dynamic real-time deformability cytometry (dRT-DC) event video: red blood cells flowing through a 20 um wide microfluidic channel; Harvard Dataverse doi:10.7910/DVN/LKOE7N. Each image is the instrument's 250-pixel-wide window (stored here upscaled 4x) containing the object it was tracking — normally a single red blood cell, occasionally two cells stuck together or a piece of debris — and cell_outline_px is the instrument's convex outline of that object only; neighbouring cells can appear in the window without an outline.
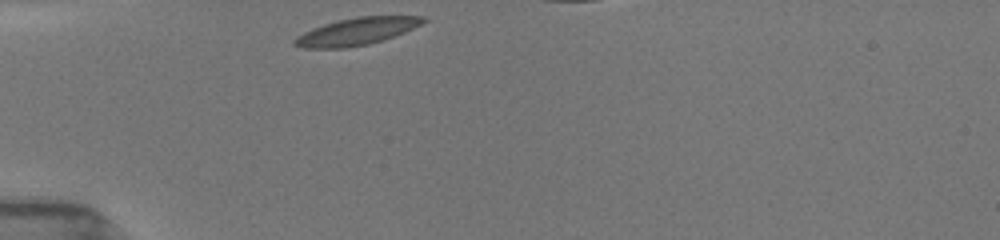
{"species": "common noctule bat (a hibernating species)", "species_latin": "Nyctalus noctula", "temperature_condition": "room temperature", "stored_images_in_passage": 31, "camera_frame_rate_fps": 3000, "um_per_image_px": 0.085, "animal": {"sex": "female", "body_mass_g": 19.5, "forearm_length_mm": 54.1}, "frame": {"image": 1, "passage_image": 1, "time_ms": 0.0, "image_size_px": [1000, 240], "cell_outline_px": [[428, 20], [404, 32], [384, 40], [368, 44], [348, 48], [304, 48], [292, 44], [292, 40], [296, 36], [312, 28], [324, 24], [356, 16], [424, 16]], "centroid_in_image_um": [30.28, 2.68], "position_along_channel_um": 54.7, "area_um2": 20.4}}
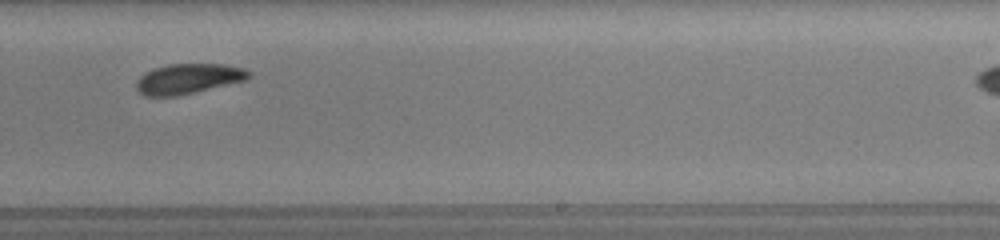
{"frame": {"image": 2, "passage_image": 19, "time_ms": 6.0, "image_size_px": [1000, 240], "cell_outline_px": [[252, 76], [248, 80], [176, 96], [148, 96], [140, 92], [136, 88], [136, 80], [144, 72], [168, 64], [224, 64], [244, 68], [252, 72]], "centroid_in_image_um": [16.05, 6.68], "position_along_channel_um": 273.0, "area_um2": 19.83}}
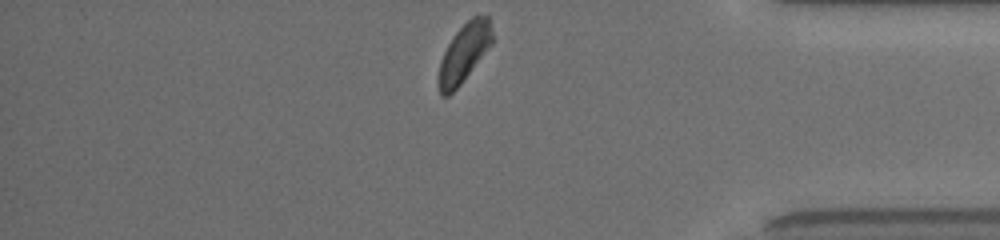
{"frame": {"image": 3, "passage_image": 30, "time_ms": 9.667, "image_size_px": [1000, 240], "cell_outline_px": [[492, 44], [460, 84], [448, 96], [440, 96], [440, 60], [448, 44], [456, 32], [472, 16], [488, 16], [492, 32]], "centroid_in_image_um": [39.46, 4.47], "position_along_channel_um": 395.7, "area_um2": 17.63}}